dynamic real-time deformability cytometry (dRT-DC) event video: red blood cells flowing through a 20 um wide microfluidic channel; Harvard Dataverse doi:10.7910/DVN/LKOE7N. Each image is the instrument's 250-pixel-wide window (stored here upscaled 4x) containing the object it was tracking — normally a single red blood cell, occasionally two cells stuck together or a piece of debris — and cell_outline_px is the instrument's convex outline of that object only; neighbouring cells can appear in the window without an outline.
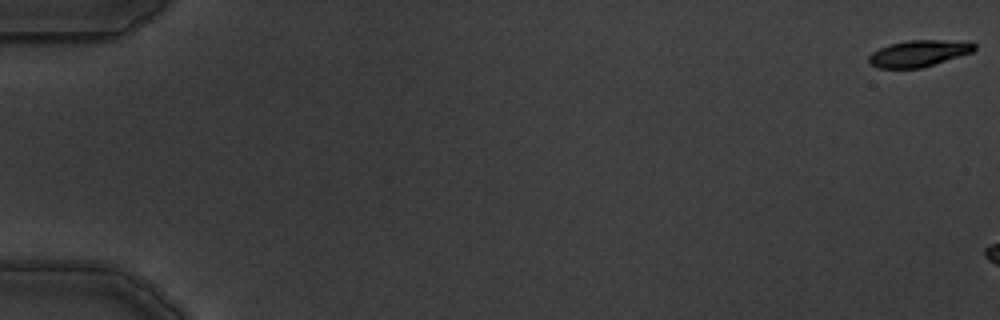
{"species": "common noctule bat (a hibernating species)", "species_latin": "Nyctalus noctula", "temperature_condition": "warm", "stored_images_in_passage": 3, "camera_frame_rate_fps": 3000, "um_per_image_px": 0.085, "animal": {"sex": "male", "body_mass_g": 19.5, "forearm_length_mm": 54.6}, "frame": {"image": 1, "passage_image": 1, "time_ms": 0.0, "image_size_px": [1000, 320], "cell_outline_px": [[976, 48], [972, 52], [920, 68], [876, 68], [868, 64], [868, 56], [872, 52], [888, 44], [908, 40], [972, 40], [976, 44]], "centroid_in_image_um": [78.1, 4.52], "position_along_channel_um": 6.9, "area_um2": 16.53}}